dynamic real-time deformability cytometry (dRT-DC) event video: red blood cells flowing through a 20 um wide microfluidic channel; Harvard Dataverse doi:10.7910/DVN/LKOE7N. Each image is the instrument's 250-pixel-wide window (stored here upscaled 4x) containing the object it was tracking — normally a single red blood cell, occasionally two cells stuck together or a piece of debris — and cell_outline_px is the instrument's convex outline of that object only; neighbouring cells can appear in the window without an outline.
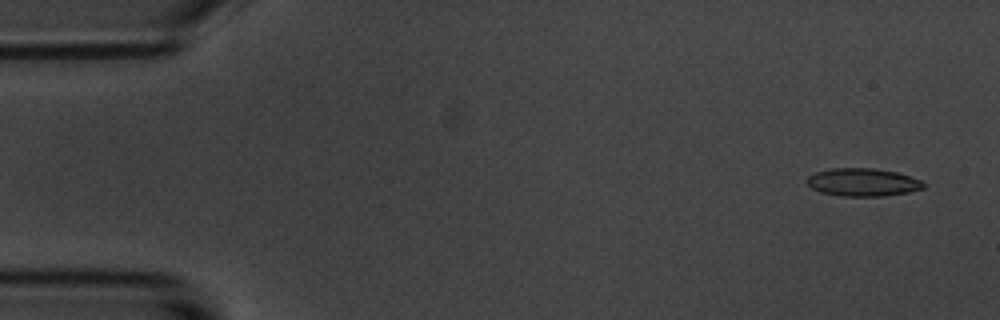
{"species": "common noctule bat (a hibernating species)", "species_latin": "Nyctalus noctula", "temperature_condition": "room temperature", "stored_images_in_passage": 5, "segment_of_instrument_passage": [1, 2], "camera_frame_rate_fps": 3000, "um_per_image_px": 0.085, "animal": {"sex": "male", "body_mass_g": 20.1, "forearm_length_mm": 53.5}, "frame": {"image": 1, "passage_image": 1, "time_ms": 0.0, "image_size_px": [1000, 320], "cell_outline_px": [[924, 188], [908, 192], [884, 196], [840, 196], [820, 192], [812, 188], [804, 180], [808, 176], [816, 172], [832, 168], [876, 168], [896, 172], [920, 180], [924, 184]], "centroid_in_image_um": [73.3, 15.49], "position_along_channel_um": 11.7, "area_um2": 18.96}}